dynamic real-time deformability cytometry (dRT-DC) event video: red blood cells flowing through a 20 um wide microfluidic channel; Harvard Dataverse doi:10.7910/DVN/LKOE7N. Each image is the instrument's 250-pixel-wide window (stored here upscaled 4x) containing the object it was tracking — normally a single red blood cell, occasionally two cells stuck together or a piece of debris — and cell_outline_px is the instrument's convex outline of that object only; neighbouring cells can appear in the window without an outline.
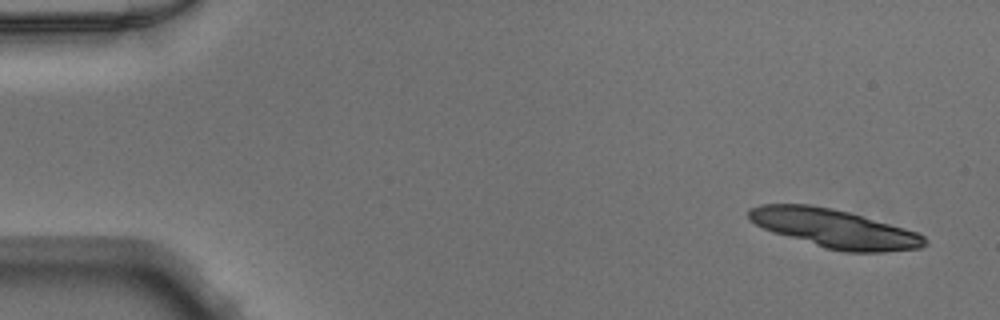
{"species": "Egyptian fruit bat (a non-hibernating species)", "species_latin": "Rousettus aegyptiacus", "temperature_condition": "warm", "stored_images_in_passage": 50, "segment_of_instrument_passage": [1, 2], "camera_frame_rate_fps": 3000, "um_per_image_px": 0.085, "animal": {"sex": "male"}, "frame": {"image": 1, "passage_image": 1, "time_ms": 0.0, "image_size_px": [1000, 320], "cell_outline_px": [[928, 244], [920, 248], [884, 252], [844, 252], [824, 248], [772, 232], [748, 220], [748, 208], [760, 204], [808, 204], [832, 208], [848, 212], [904, 228], [916, 232], [924, 236], [928, 240]], "centroid_in_image_um": [70.9, 19.43], "position_along_channel_um": 14.1, "area_um2": 39.59}}